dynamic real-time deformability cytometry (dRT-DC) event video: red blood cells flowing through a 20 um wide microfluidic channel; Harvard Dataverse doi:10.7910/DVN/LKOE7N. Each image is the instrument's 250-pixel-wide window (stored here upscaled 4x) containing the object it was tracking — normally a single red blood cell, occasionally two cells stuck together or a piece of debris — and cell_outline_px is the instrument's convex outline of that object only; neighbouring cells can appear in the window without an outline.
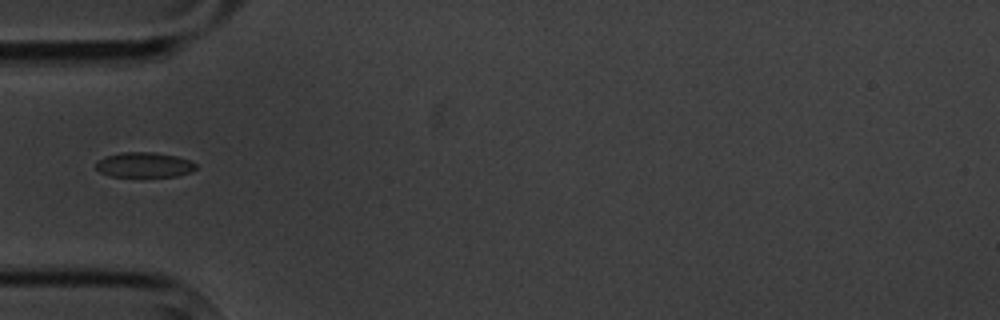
{"species": "common noctule bat (a hibernating species)", "species_latin": "Nyctalus noctula", "temperature_condition": "cold", "stored_images_in_passage": 8, "camera_frame_rate_fps": 3000, "um_per_image_px": 0.085, "animal": {"sex": "male", "body_mass_g": 20.1, "forearm_length_mm": 53.5}, "frame": {"image": 1, "passage_image": 4, "time_ms": 3.333, "image_size_px": [1000, 320], "cell_outline_px": [[196, 168], [192, 172], [176, 176], [108, 176], [100, 172], [96, 168], [96, 164], [104, 156], [120, 152], [156, 152], [176, 156], [188, 160], [196, 164]], "centroid_in_image_um": [12.25, 14.0], "position_along_channel_um": 72.7, "area_um2": 14.57}}
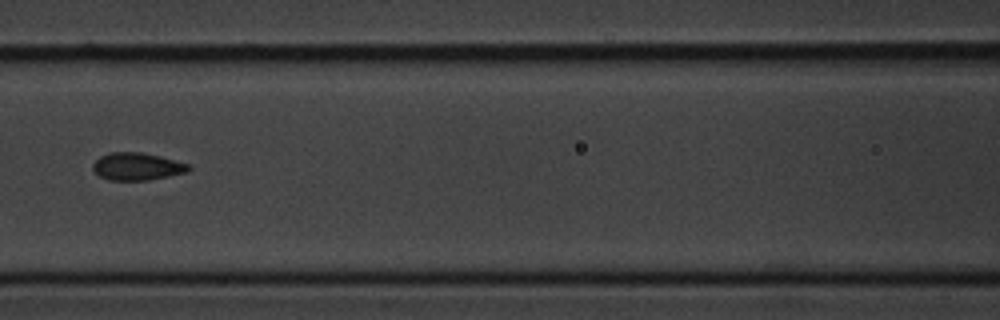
{"frame": {"image": 2, "passage_image": 6, "time_ms": 5.667, "image_size_px": [1000, 320], "cell_outline_px": [[192, 168], [188, 172], [148, 180], [108, 180], [100, 176], [92, 168], [92, 164], [100, 156], [108, 152], [140, 152], [160, 156], [188, 164]], "centroid_in_image_um": [11.64, 14.15], "position_along_channel_um": 155.0, "area_um2": 15.32}}
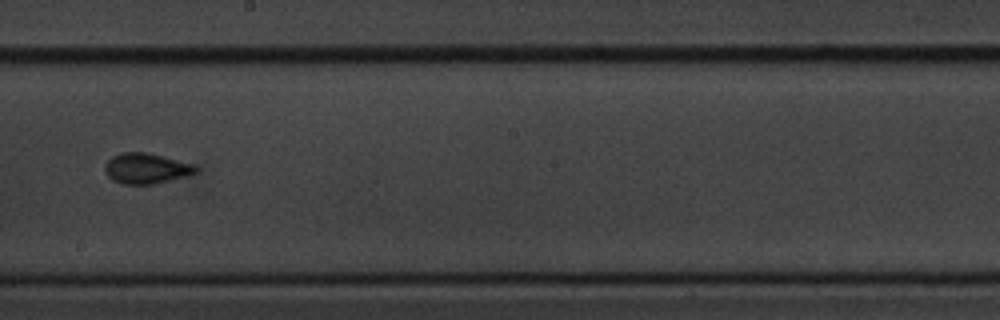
{"frame": {"image": 3, "passage_image": 8, "time_ms": 8.0, "image_size_px": [1000, 320], "cell_outline_px": [[200, 168], [196, 172], [168, 180], [152, 184], [124, 184], [112, 180], [108, 176], [104, 168], [108, 160], [112, 156], [120, 152], [144, 152], [164, 156], [196, 164]], "centroid_in_image_um": [12.43, 14.29], "position_along_channel_um": 235.8, "area_um2": 16.07}}